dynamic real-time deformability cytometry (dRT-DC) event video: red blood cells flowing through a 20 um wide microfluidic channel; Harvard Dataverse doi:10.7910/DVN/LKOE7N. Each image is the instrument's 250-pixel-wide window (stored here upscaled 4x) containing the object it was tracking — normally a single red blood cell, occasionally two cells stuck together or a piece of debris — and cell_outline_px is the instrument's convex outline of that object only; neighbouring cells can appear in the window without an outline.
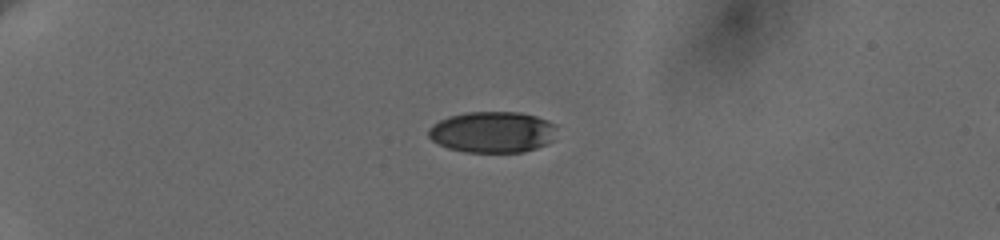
{"species": "human", "species_latin": "Homo sapiens", "temperature_condition": "cold", "stored_images_in_passage": 4, "camera_frame_rate_fps": 3000, "um_per_image_px": 0.085, "donor": {"sex": "female"}, "frame": {"image": 1, "passage_image": 1, "time_ms": 0.0, "image_size_px": [1000, 240], "cell_outline_px": [[556, 124], [552, 140], [548, 144], [524, 152], [464, 152], [448, 148], [432, 140], [428, 136], [428, 128], [440, 120], [448, 116], [464, 112], [520, 112], [536, 116], [548, 120]], "centroid_in_image_um": [41.86, 11.22], "position_along_channel_um": 43.1, "area_um2": 30.92}}
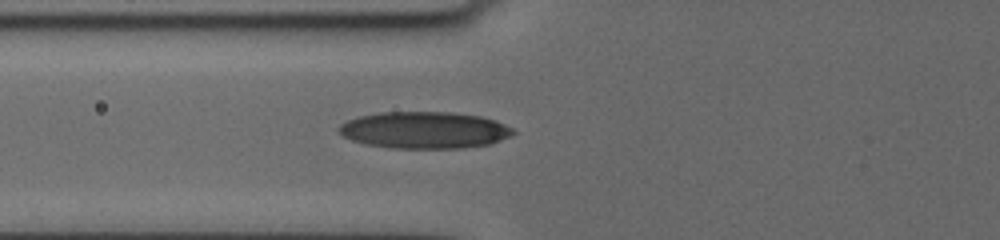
{"frame": {"image": 2, "passage_image": 4, "time_ms": 3.0, "image_size_px": [1000, 240], "cell_outline_px": [[516, 132], [500, 140], [488, 144], [464, 148], [392, 148], [364, 144], [352, 140], [344, 136], [340, 132], [340, 124], [348, 120], [360, 116], [384, 112], [448, 112], [480, 116], [496, 120], [512, 128]], "centroid_in_image_um": [36.08, 11.06], "position_along_channel_um": 89.7, "area_um2": 37.11}}